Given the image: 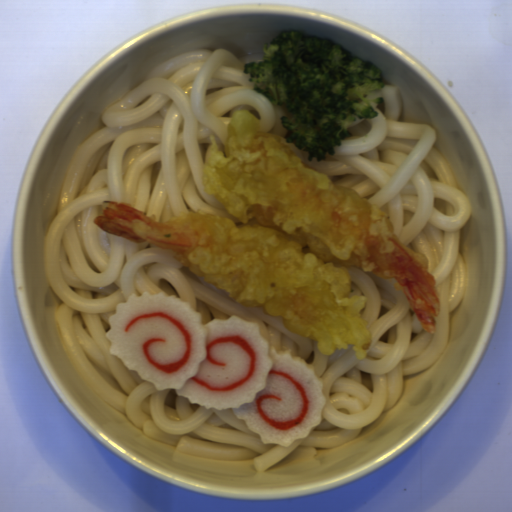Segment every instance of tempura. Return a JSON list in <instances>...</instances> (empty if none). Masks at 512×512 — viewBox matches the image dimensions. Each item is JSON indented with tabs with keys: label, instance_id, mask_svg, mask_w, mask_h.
Segmentation results:
<instances>
[{
	"label": "tempura",
	"instance_id": "tempura-1",
	"mask_svg": "<svg viewBox=\"0 0 512 512\" xmlns=\"http://www.w3.org/2000/svg\"><path fill=\"white\" fill-rule=\"evenodd\" d=\"M201 183L230 215L182 210L159 220L129 202L102 201L93 223L110 235L170 250L173 259L242 307L281 317L287 330L332 355H368L365 296L349 268L403 293L428 334L441 304L430 260L405 245L387 213L306 163L247 108L232 113L224 148L215 135Z\"/></svg>",
	"mask_w": 512,
	"mask_h": 512
}]
</instances>
